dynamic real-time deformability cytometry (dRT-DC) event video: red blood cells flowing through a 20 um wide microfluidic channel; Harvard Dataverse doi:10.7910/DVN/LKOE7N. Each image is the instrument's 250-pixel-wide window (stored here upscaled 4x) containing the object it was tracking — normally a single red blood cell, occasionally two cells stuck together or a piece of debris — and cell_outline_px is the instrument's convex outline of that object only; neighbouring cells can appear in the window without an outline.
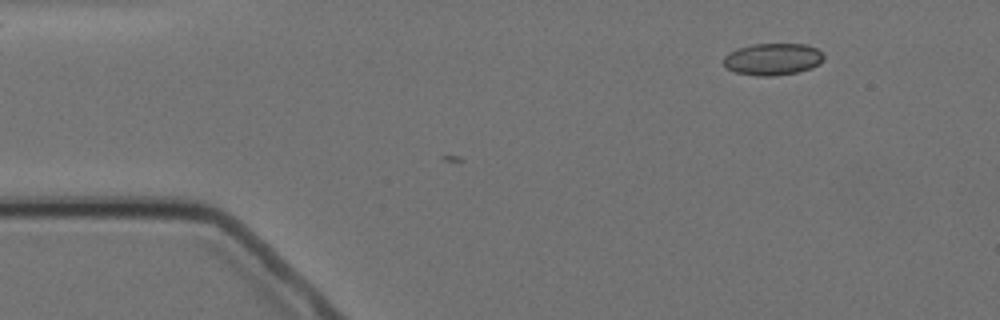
{"species": "Egyptian fruit bat (a non-hibernating species)", "species_latin": "Rousettus aegyptiacus", "temperature_condition": "cold", "stored_images_in_passage": 2, "camera_frame_rate_fps": 3000, "um_per_image_px": 0.085, "animal": {"sex": "female"}, "frame": {"image": 1, "passage_image": 2, "time_ms": 1.0, "image_size_px": [1000, 320], "cell_outline_px": [[824, 60], [820, 64], [812, 68], [796, 72], [772, 76], [756, 76], [736, 72], [728, 68], [724, 64], [724, 56], [728, 52], [736, 48], [752, 44], [804, 44], [816, 48], [824, 56]], "centroid_in_image_um": [65.68, 5.02], "position_along_channel_um": 19.3, "area_um2": 18.67}}